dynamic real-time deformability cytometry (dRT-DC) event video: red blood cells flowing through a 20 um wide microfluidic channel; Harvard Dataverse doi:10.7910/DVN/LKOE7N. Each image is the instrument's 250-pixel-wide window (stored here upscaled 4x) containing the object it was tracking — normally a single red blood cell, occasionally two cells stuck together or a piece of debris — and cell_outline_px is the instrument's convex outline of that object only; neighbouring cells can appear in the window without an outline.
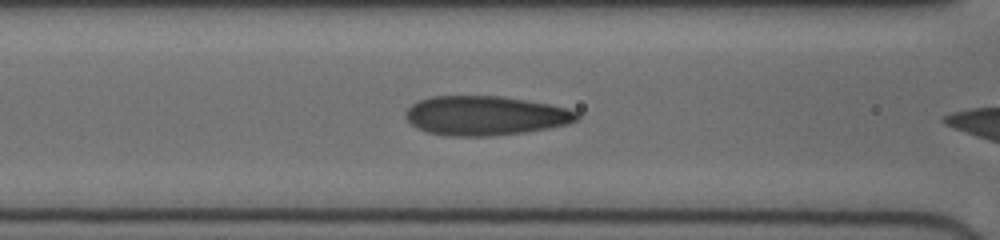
{"species": "human", "species_latin": "Homo sapiens", "temperature_condition": "cold", "stored_images_in_passage": 27, "camera_frame_rate_fps": 3000, "um_per_image_px": 0.085, "donor": {"sex": "female"}, "frame": {"image": 1, "passage_image": 5, "time_ms": 1.333, "image_size_px": [1000, 240], "cell_outline_px": [[580, 116], [576, 120], [568, 124], [548, 128], [524, 132], [492, 136], [444, 136], [428, 132], [416, 128], [404, 116], [404, 112], [412, 104], [420, 100], [432, 96], [500, 96], [548, 104], [568, 108], [580, 112]], "centroid_in_image_um": [41.24, 9.83], "position_along_channel_um": 125.4, "area_um2": 39.36}}
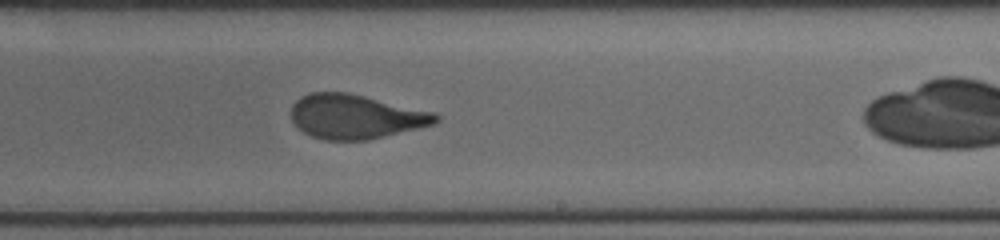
{"frame": {"image": 2, "passage_image": 15, "time_ms": 4.667, "image_size_px": [1000, 240], "cell_outline_px": [[440, 120], [432, 124], [368, 140], [324, 140], [312, 136], [304, 132], [292, 124], [292, 104], [300, 96], [308, 92], [348, 92], [436, 112], [440, 116]], "centroid_in_image_um": [30.2, 9.9], "position_along_channel_um": 258.8, "area_um2": 37.45}}
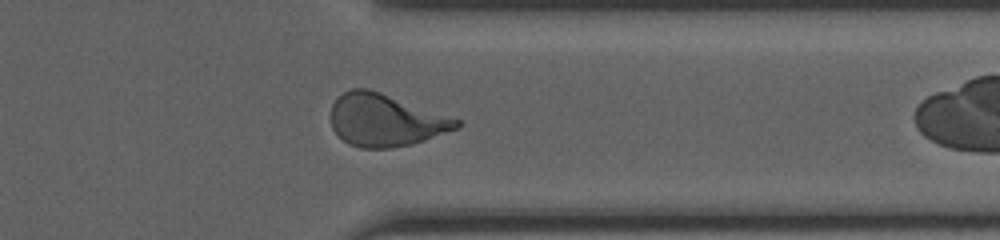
{"frame": {"image": 3, "passage_image": 24, "time_ms": 7.667, "image_size_px": [1000, 240], "cell_outline_px": [[460, 124], [456, 128], [424, 140], [412, 144], [388, 148], [360, 148], [348, 144], [332, 128], [332, 104], [336, 96], [352, 88], [368, 88], [380, 92], [460, 120]], "centroid_in_image_um": [32.71, 10.21], "position_along_channel_um": 378.7, "area_um2": 37.8}}